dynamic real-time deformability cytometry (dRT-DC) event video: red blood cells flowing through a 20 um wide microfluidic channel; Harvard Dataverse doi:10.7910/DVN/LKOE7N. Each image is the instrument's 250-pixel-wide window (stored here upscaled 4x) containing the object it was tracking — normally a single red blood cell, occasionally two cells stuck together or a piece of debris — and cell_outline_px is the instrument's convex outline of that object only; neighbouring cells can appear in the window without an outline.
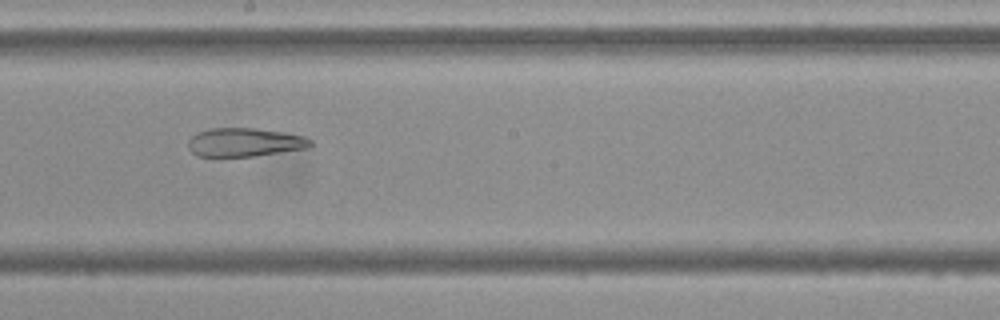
{"species": "Egyptian fruit bat (a non-hibernating species)", "species_latin": "Rousettus aegyptiacus", "temperature_condition": "cold", "stored_images_in_passage": 54, "camera_frame_rate_fps": 3000, "um_per_image_px": 0.085, "frame": {"image": 1, "passage_image": 30, "time_ms": 9.667, "image_size_px": [1000, 320], "cell_outline_px": [[312, 144], [308, 148], [252, 156], [196, 156], [188, 148], [188, 140], [196, 132], [212, 128], [256, 128], [304, 136], [312, 140]], "centroid_in_image_um": [20.77, 12.09], "position_along_channel_um": 227.4, "area_um2": 20.29}}
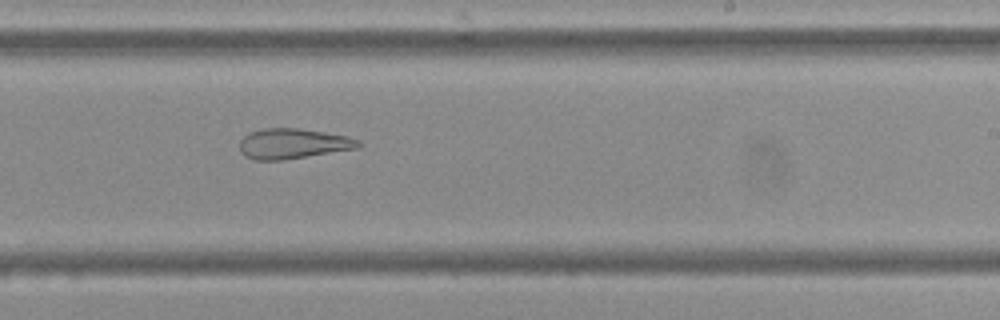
{"frame": {"image": 2, "passage_image": 33, "time_ms": 10.667, "image_size_px": [1000, 320], "cell_outline_px": [[364, 144], [360, 148], [284, 160], [256, 160], [244, 156], [240, 152], [240, 140], [248, 132], [264, 128], [300, 128], [348, 136], [360, 140]], "centroid_in_image_um": [24.93, 12.21], "position_along_channel_um": 264.1, "area_um2": 21.27}}
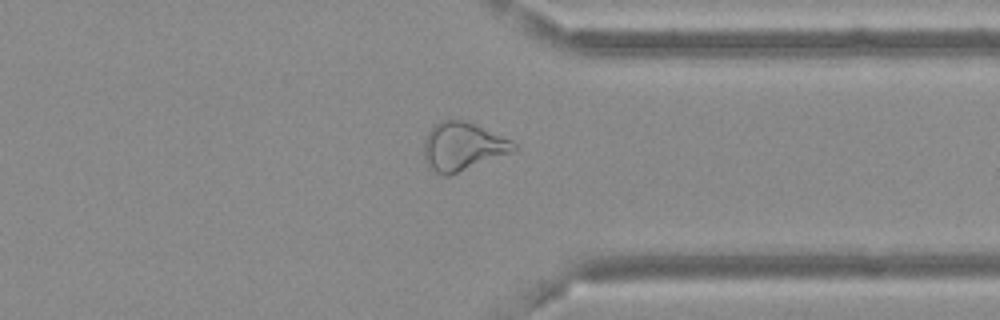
{"frame": {"image": 3, "passage_image": 42, "time_ms": 13.667, "image_size_px": [1000, 320], "cell_outline_px": [[520, 148], [512, 152], [448, 176], [444, 176], [436, 172], [424, 160], [424, 140], [428, 132], [440, 120], [464, 120], [512, 140]], "centroid_in_image_um": [39.33, 12.45], "position_along_channel_um": 372.1, "area_um2": 24.97}}